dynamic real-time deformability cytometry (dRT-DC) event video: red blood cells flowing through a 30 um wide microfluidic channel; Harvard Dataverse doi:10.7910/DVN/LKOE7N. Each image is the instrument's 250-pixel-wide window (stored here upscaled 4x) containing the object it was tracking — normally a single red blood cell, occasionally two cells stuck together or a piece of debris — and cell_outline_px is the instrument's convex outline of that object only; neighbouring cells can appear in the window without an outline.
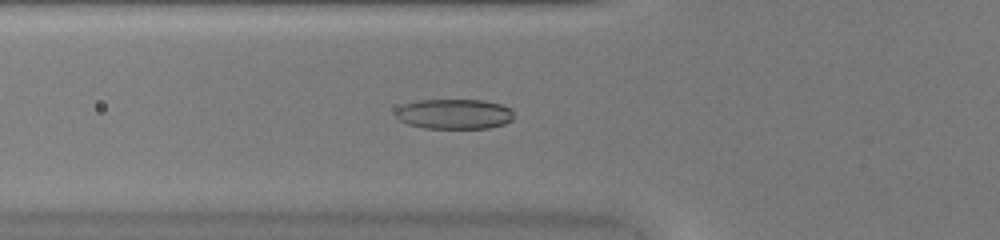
{"species": "common noctule bat (a hibernating species)", "species_latin": "Nyctalus noctula", "temperature_condition": "warm", "stored_images_in_passage": 49, "camera_frame_rate_fps": 3000, "um_per_image_px": 0.085, "animal": {"sex": "female", "body_mass_g": 20.0, "forearm_length_mm": 54.0}, "frame": {"image": 1, "passage_image": 18, "time_ms": 5.667, "image_size_px": [1000, 240], "cell_outline_px": [[512, 120], [504, 124], [488, 128], [424, 128], [408, 124], [400, 120], [396, 116], [396, 108], [404, 104], [420, 100], [484, 100], [500, 104], [512, 108]], "centroid_in_image_um": [38.62, 9.69], "position_along_channel_um": 87.2, "area_um2": 20.69}}
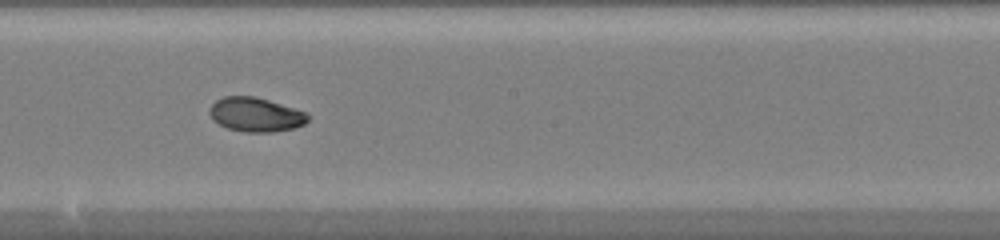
{"frame": {"image": 2, "passage_image": 28, "time_ms": 9.0, "image_size_px": [1000, 240], "cell_outline_px": [[312, 116], [304, 124], [292, 128], [272, 132], [244, 132], [228, 128], [212, 120], [208, 112], [208, 108], [216, 100], [224, 96], [256, 96], [308, 112]], "centroid_in_image_um": [21.74, 9.73], "position_along_channel_um": 226.5, "area_um2": 19.83}}
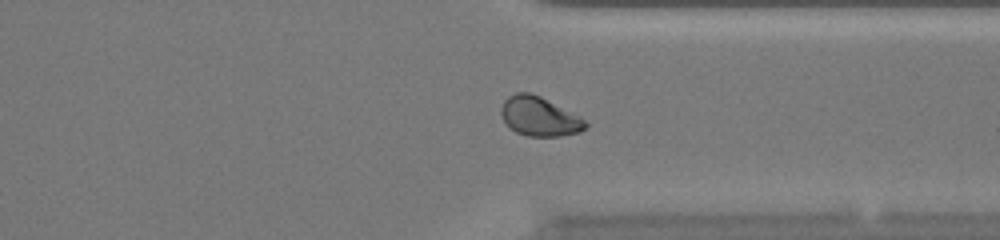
{"frame": {"image": 3, "passage_image": 38, "time_ms": 12.333, "image_size_px": [1000, 240], "cell_outline_px": [[588, 124], [580, 132], [560, 136], [528, 136], [516, 132], [504, 120], [500, 112], [500, 108], [504, 100], [508, 96], [516, 92], [528, 92], [540, 96], [580, 116]], "centroid_in_image_um": [45.84, 9.89], "position_along_channel_um": 365.6, "area_um2": 19.13}, "authors_computed_cell_mechanics": {"area_um2": 20.0566, "velocity_mm_per_s": 4.1676, "shape_relaxation_time_tau1_ms": 5.2521, "shape_relaxation_time_tau2_ms": 2.3297, "deformation_change_tau1": 0.175, "deformation_change_tau2": 0.058}}